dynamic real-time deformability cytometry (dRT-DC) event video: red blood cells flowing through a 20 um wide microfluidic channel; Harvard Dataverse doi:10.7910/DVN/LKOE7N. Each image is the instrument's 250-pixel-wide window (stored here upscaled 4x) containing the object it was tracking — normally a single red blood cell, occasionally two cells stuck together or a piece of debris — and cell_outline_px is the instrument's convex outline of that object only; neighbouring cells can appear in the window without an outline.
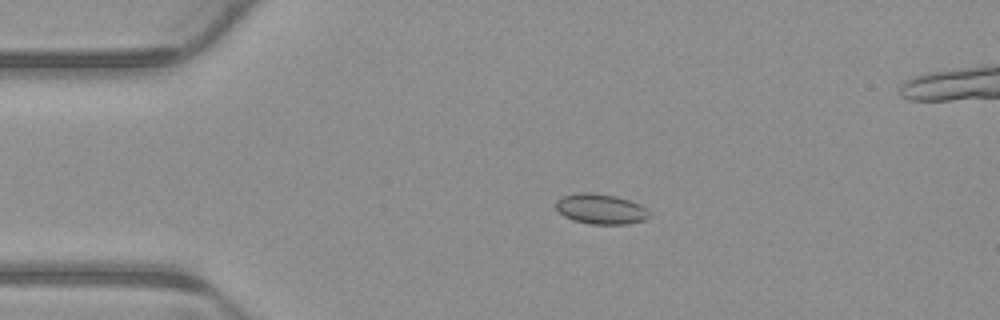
{"species": "common noctule bat (a hibernating species)", "species_latin": "Nyctalus noctula", "temperature_condition": "warm", "stored_images_in_passage": 5, "camera_frame_rate_fps": 3000, "um_per_image_px": 0.085, "animal": {"sex": "male", "body_mass_g": 23.1, "forearm_length_mm": 52.7}, "frame": {"image": 1, "passage_image": 3, "time_ms": 0.667, "image_size_px": [1000, 320], "cell_outline_px": [[652, 216], [644, 220], [628, 224], [588, 224], [572, 220], [564, 216], [556, 208], [556, 200], [560, 196], [576, 192], [592, 192], [616, 196], [640, 204]], "centroid_in_image_um": [51.03, 17.76], "position_along_channel_um": 34.0, "area_um2": 16.65}}